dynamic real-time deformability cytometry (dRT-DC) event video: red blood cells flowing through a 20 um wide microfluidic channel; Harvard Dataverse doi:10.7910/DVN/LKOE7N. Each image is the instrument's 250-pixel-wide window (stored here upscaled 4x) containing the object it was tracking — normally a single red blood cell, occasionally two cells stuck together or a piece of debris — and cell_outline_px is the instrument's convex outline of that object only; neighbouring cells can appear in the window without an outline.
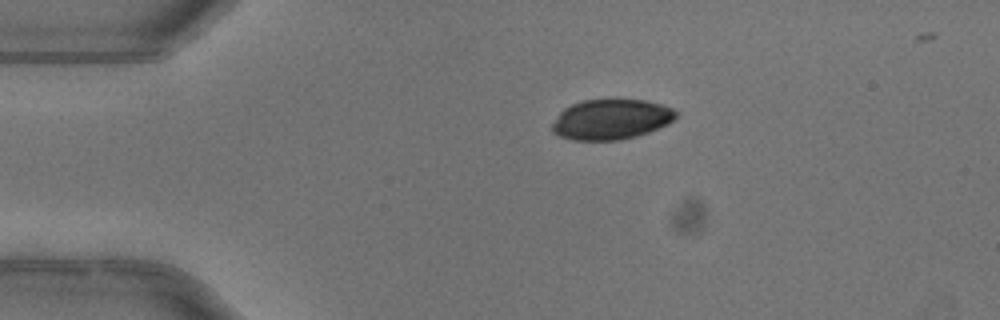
{"species": "common noctule bat (a hibernating species)", "species_latin": "Nyctalus noctula", "temperature_condition": "warm", "stored_images_in_passage": 3, "camera_frame_rate_fps": 3000, "um_per_image_px": 0.085, "animal": {"sex": "female"}, "frame": {"image": 1, "passage_image": 1, "time_ms": 0.0, "image_size_px": [1000, 320], "cell_outline_px": [[680, 112], [676, 120], [668, 124], [648, 132], [636, 136], [620, 140], [572, 140], [560, 136], [552, 132], [552, 124], [560, 112], [564, 108], [572, 104], [584, 100], [644, 100], [660, 104], [672, 108]], "centroid_in_image_um": [51.98, 10.15], "position_along_channel_um": 33.0, "area_um2": 29.07}}